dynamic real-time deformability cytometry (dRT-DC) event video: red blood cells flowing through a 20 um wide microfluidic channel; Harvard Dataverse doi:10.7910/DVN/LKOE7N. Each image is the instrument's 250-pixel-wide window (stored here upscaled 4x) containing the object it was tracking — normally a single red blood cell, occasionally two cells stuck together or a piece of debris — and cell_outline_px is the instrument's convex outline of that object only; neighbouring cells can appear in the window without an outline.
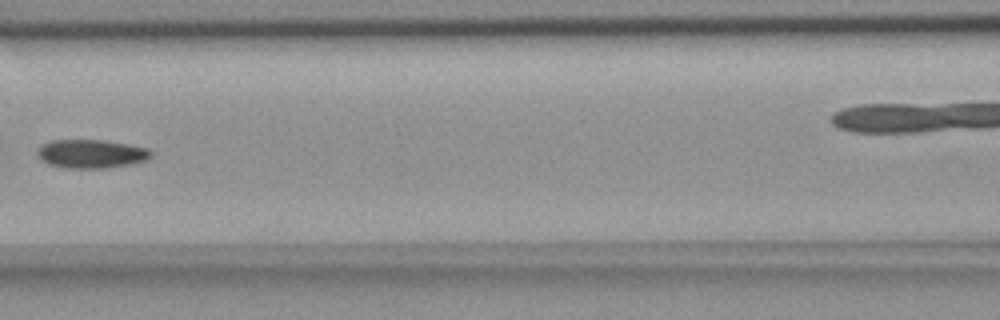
{"species": "common noctule bat (a hibernating species)", "species_latin": "Nyctalus noctula", "temperature_condition": "room temperature", "stored_images_in_passage": 8, "camera_frame_rate_fps": 3000, "um_per_image_px": 0.085, "animal": {"sex": "female", "body_mass_g": 18.4}, "frame": {"image": 1, "passage_image": 7, "time_ms": 7.0, "image_size_px": [1000, 320], "cell_outline_px": [[152, 156], [148, 160], [132, 164], [108, 168], [64, 168], [48, 164], [40, 160], [36, 152], [40, 144], [52, 140], [108, 140], [148, 148], [152, 152]], "centroid_in_image_um": [7.75, 13.07], "position_along_channel_um": 158.8, "area_um2": 19.36}}